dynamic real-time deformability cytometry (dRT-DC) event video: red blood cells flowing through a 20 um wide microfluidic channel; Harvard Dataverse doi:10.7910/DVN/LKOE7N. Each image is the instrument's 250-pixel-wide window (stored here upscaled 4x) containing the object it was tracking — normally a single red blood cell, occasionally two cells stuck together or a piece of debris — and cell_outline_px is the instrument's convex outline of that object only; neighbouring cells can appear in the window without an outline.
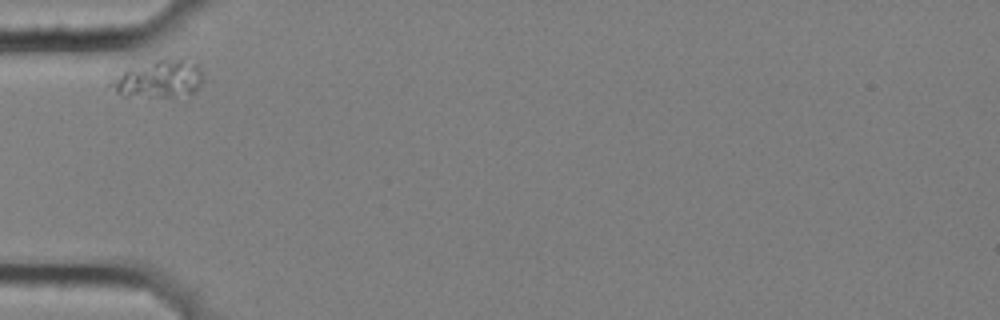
{"species": "common noctule bat (a hibernating species)", "species_latin": "Nyctalus noctula", "temperature_condition": "cold", "stored_images_in_passage": 2, "camera_frame_rate_fps": 3000, "um_per_image_px": 0.085, "animal": {"sex": "female", "body_mass_g": 25.1}, "frame": {"image": 1, "passage_image": 1, "time_ms": 0.0, "image_size_px": [1000, 320], "cell_outline_px": [[200, 84], [188, 96], [120, 96], [108, 84], [112, 80], [128, 68], [160, 60], [180, 56], [184, 56], [196, 64], [200, 68]], "centroid_in_image_um": [13.51, 6.7], "position_along_channel_um": 71.5, "area_um2": 19.94}}